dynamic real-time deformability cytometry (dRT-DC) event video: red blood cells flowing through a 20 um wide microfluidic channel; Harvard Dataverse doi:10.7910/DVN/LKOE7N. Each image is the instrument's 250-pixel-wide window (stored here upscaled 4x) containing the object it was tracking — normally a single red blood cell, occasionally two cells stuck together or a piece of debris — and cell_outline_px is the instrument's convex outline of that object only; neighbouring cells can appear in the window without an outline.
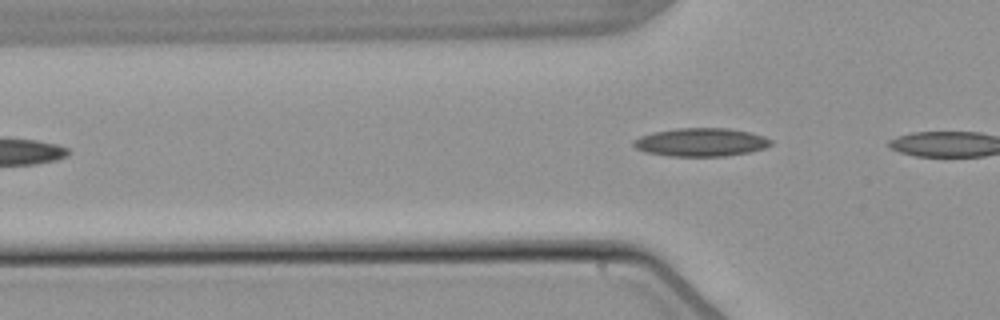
{"species": "common noctule bat (a hibernating species)", "species_latin": "Nyctalus noctula", "temperature_condition": "warm", "stored_images_in_passage": 6, "camera_frame_rate_fps": 3000, "um_per_image_px": 0.085, "animal": {"sex": "male", "body_mass_g": 21.5, "forearm_length_mm": 52.0}, "frame": {"image": 1, "passage_image": 6, "time_ms": 7.0, "image_size_px": [1000, 320], "cell_outline_px": [[772, 144], [764, 148], [748, 152], [724, 156], [668, 156], [644, 152], [636, 148], [632, 144], [632, 140], [640, 136], [652, 132], [676, 128], [728, 128], [748, 132], [764, 136], [772, 140]], "centroid_in_image_um": [59.53, 12.08], "position_along_channel_um": 66.3, "area_um2": 22.72}}